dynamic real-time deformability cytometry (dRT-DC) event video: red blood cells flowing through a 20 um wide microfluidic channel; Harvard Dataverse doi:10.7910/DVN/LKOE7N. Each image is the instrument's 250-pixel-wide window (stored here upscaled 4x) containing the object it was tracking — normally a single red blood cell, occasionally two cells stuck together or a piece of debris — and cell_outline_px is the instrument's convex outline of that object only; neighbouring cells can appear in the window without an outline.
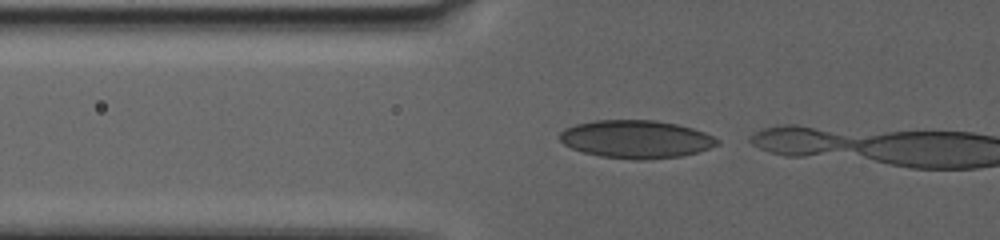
{"species": "human", "species_latin": "Homo sapiens", "temperature_condition": "warm", "stored_images_in_passage": 5, "camera_frame_rate_fps": 3000, "um_per_image_px": 0.085, "donor": {"sex": "female"}, "frame": {"image": 1, "passage_image": 2, "time_ms": 0.333, "image_size_px": [1000, 240], "cell_outline_px": [[720, 144], [684, 156], [648, 160], [636, 160], [600, 156], [584, 152], [572, 148], [564, 144], [560, 140], [560, 132], [564, 128], [576, 124], [596, 120], [656, 120], [676, 124], [692, 128], [704, 132], [720, 140]], "centroid_in_image_um": [54.07, 11.83], "position_along_channel_um": 71.7, "area_um2": 34.91}}